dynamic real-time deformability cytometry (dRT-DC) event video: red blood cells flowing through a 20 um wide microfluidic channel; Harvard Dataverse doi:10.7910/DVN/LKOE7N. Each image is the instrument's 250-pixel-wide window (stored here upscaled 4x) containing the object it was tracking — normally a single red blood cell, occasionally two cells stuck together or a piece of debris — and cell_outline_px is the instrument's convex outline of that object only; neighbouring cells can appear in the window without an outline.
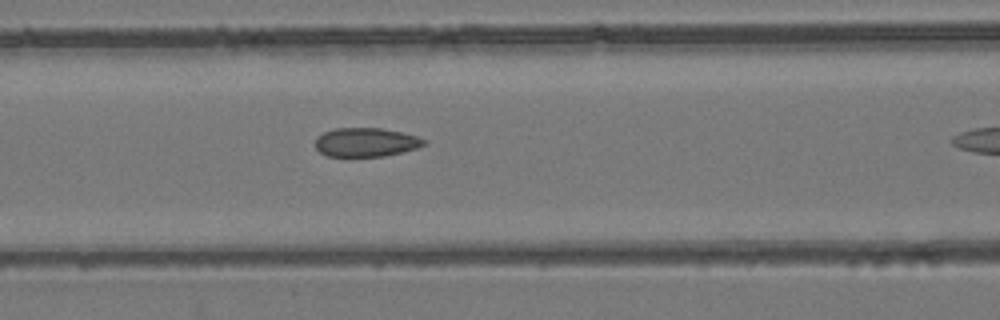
{"species": "common noctule bat (a hibernating species)", "species_latin": "Nyctalus noctula", "temperature_condition": "room temperature", "stored_images_in_passage": 12, "camera_frame_rate_fps": 3000, "um_per_image_px": 0.085, "animal": {"sex": "female", "body_mass_g": 24.6, "forearm_length_mm": 56.2}, "frame": {"image": 1, "passage_image": 11, "time_ms": 3.333, "image_size_px": [1000, 320], "cell_outline_px": [[428, 144], [416, 148], [384, 156], [328, 156], [320, 152], [316, 148], [316, 136], [324, 132], [336, 128], [380, 128], [400, 132], [416, 136], [428, 140]], "centroid_in_image_um": [31.11, 12.09], "position_along_channel_um": 135.5, "area_um2": 18.21}}